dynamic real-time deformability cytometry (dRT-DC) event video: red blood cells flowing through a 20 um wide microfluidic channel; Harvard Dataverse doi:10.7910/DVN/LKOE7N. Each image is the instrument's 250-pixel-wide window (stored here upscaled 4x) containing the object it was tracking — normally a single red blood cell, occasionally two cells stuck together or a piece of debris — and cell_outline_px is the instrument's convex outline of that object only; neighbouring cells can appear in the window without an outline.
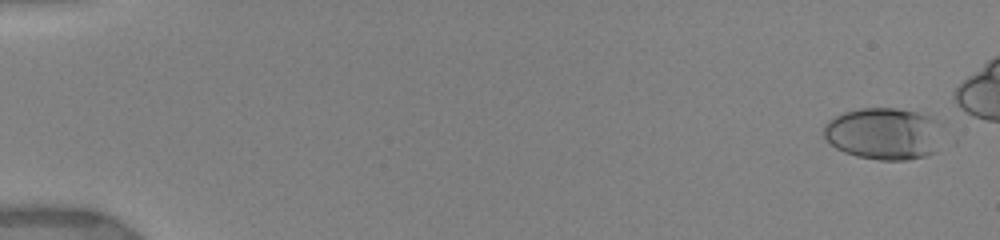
{"species": "human", "species_latin": "Homo sapiens", "temperature_condition": "warm", "stored_images_in_passage": 53, "camera_frame_rate_fps": 3000, "um_per_image_px": 0.085, "donor": {"sex": "female"}, "frame": {"image": 1, "passage_image": 2, "time_ms": 0.333, "image_size_px": [1000, 240], "cell_outline_px": [[940, 124], [936, 152], [924, 156], [904, 160], [880, 160], [856, 156], [844, 152], [836, 148], [824, 136], [824, 124], [828, 120], [844, 112], [860, 108], [896, 108], [916, 112], [932, 116]], "centroid_in_image_um": [75.11, 11.35], "position_along_channel_um": 9.9, "area_um2": 35.89}}
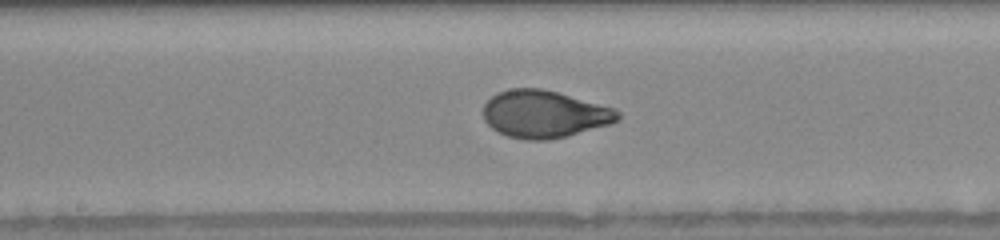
{"frame": {"image": 2, "passage_image": 38, "time_ms": 9.333, "image_size_px": [1000, 240], "cell_outline_px": [[620, 120], [612, 124], [568, 136], [548, 140], [528, 140], [508, 136], [492, 128], [484, 120], [484, 104], [496, 92], [508, 88], [540, 88], [556, 92], [616, 108], [620, 112]], "centroid_in_image_um": [46.3, 9.7], "position_along_channel_um": 201.9, "area_um2": 37.34}}
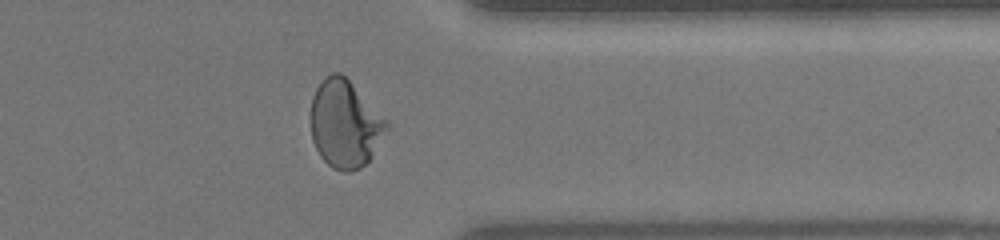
{"frame": {"image": 3, "passage_image": 49, "time_ms": 14.0, "image_size_px": [1000, 240], "cell_outline_px": [[392, 128], [372, 156], [360, 168], [352, 172], [344, 172], [332, 168], [320, 156], [312, 140], [312, 96], [316, 88], [324, 76], [332, 72], [340, 72], [388, 120]], "centroid_in_image_um": [29.37, 10.55], "position_along_channel_um": 382.0, "area_um2": 38.96}}